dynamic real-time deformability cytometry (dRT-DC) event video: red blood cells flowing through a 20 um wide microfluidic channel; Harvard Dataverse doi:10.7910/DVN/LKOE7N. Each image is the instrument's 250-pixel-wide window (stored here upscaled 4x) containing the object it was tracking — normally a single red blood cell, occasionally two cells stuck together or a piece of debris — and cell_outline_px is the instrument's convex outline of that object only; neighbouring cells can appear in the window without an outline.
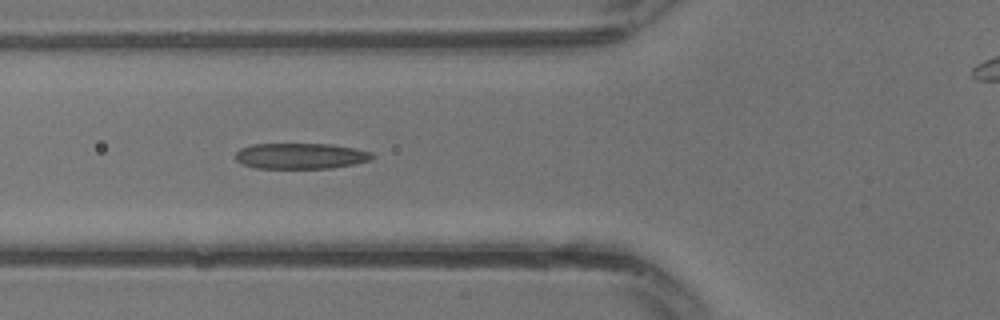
{"species": "common noctule bat (a hibernating species)", "species_latin": "Nyctalus noctula", "temperature_condition": "warm", "stored_images_in_passage": 12, "camera_frame_rate_fps": 3000, "um_per_image_px": 0.085, "animal": {"sex": "male", "body_mass_g": 13.3}, "frame": {"image": 1, "passage_image": 12, "time_ms": 3.667, "image_size_px": [1000, 320], "cell_outline_px": [[376, 156], [372, 160], [332, 168], [256, 168], [240, 164], [236, 160], [236, 152], [240, 148], [252, 144], [328, 144], [356, 148], [372, 152]], "centroid_in_image_um": [25.56, 13.26], "position_along_channel_um": 100.2, "area_um2": 20.69}}